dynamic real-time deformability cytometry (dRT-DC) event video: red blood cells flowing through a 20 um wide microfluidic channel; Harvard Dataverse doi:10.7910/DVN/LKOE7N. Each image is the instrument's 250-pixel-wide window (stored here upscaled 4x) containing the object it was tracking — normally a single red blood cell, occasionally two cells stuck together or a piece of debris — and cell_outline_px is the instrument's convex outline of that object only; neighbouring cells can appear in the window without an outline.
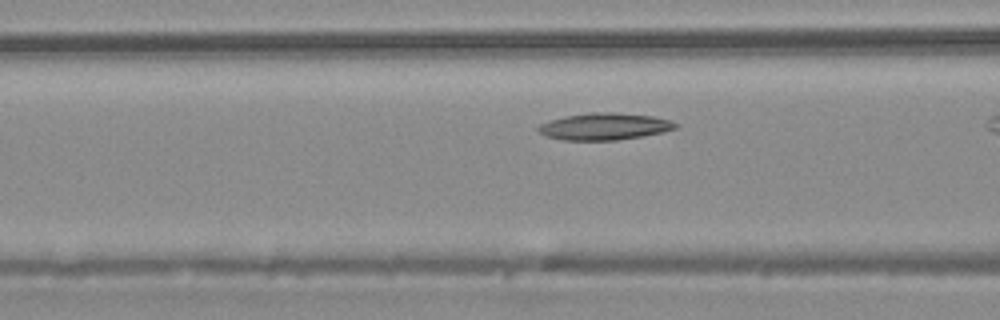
{"species": "common noctule bat (a hibernating species)", "species_latin": "Nyctalus noctula", "temperature_condition": "warm", "stored_images_in_passage": 13, "camera_frame_rate_fps": 3000, "um_per_image_px": 0.085, "animal": {"sex": "male", "body_mass_g": 20.4}, "frame": {"image": 1, "passage_image": 6, "time_ms": 1.667, "image_size_px": [1000, 320], "cell_outline_px": [[680, 128], [664, 132], [616, 140], [560, 140], [544, 136], [536, 128], [540, 124], [564, 116], [592, 112], [612, 112], [652, 116], [668, 120], [676, 124]], "centroid_in_image_um": [51.36, 10.75], "position_along_channel_um": 115.2, "area_um2": 21.44}}